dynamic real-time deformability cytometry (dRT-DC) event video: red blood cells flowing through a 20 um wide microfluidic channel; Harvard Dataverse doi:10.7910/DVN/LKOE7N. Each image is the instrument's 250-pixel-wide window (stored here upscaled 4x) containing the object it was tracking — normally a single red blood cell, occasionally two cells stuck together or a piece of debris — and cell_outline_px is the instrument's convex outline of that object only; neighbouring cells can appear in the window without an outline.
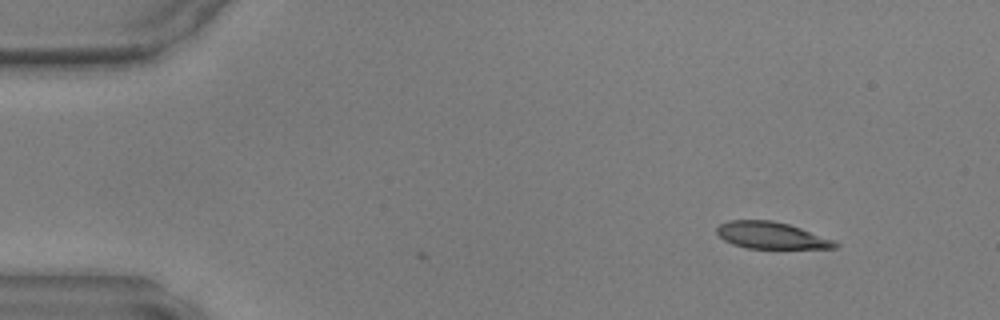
{"species": "common noctule bat (a hibernating species)", "species_latin": "Nyctalus noctula", "temperature_condition": "warm", "stored_images_in_passage": 3, "camera_frame_rate_fps": 3000, "um_per_image_px": 0.085, "animal": {"sex": "male", "body_mass_g": 17.9, "forearm_length_mm": 54.2}, "frame": {"image": 1, "passage_image": 1, "time_ms": 0.0, "image_size_px": [1000, 320], "cell_outline_px": [[840, 244], [836, 248], [748, 248], [732, 244], [724, 240], [716, 232], [716, 228], [720, 224], [728, 220], [772, 220], [788, 224], [836, 240]], "centroid_in_image_um": [65.57, 20.0], "position_along_channel_um": 19.4, "area_um2": 18.44}}